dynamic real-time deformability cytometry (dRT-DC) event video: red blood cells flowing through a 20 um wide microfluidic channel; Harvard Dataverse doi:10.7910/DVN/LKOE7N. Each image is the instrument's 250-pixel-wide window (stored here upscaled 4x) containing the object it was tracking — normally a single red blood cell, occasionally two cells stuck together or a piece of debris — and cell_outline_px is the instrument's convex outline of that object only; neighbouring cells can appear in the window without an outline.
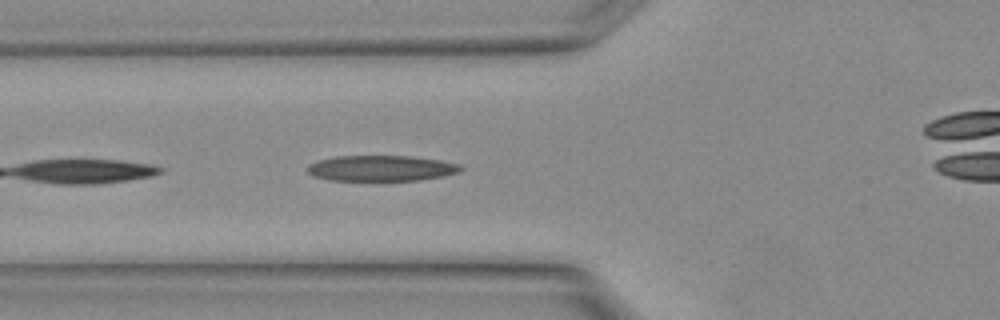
{"species": "Egyptian fruit bat (a non-hibernating species)", "species_latin": "Rousettus aegyptiacus", "temperature_condition": "warm", "stored_images_in_passage": 5, "camera_frame_rate_fps": 3000, "um_per_image_px": 0.085, "animal": {"sex": "female"}, "frame": {"image": 1, "passage_image": 3, "time_ms": 0.667, "image_size_px": [1000, 320], "cell_outline_px": [[464, 168], [460, 172], [444, 176], [416, 180], [328, 180], [312, 176], [308, 172], [308, 164], [316, 160], [336, 156], [412, 156], [440, 160], [460, 164]], "centroid_in_image_um": [32.4, 14.29], "position_along_channel_um": 93.4, "area_um2": 23.06}}
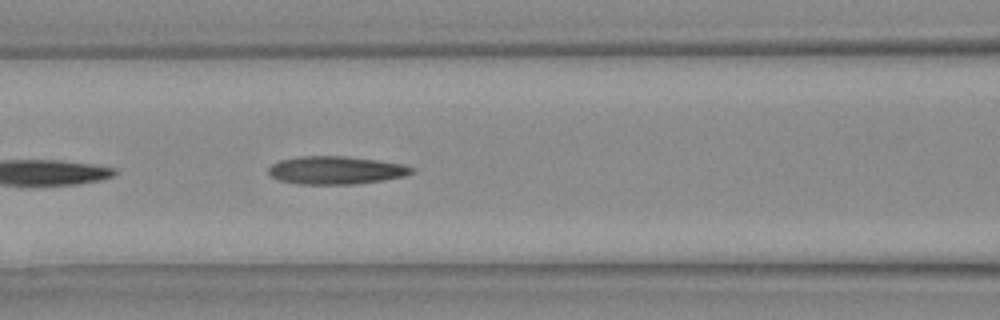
{"frame": {"image": 2, "passage_image": 5, "time_ms": 1.333, "image_size_px": [1000, 320], "cell_outline_px": [[416, 168], [412, 172], [404, 176], [356, 184], [300, 184], [280, 180], [272, 176], [268, 172], [268, 168], [272, 164], [280, 160], [304, 156], [344, 156], [376, 160], [404, 164]], "centroid_in_image_um": [28.56, 14.46], "position_along_channel_um": 138.0, "area_um2": 23.12}}